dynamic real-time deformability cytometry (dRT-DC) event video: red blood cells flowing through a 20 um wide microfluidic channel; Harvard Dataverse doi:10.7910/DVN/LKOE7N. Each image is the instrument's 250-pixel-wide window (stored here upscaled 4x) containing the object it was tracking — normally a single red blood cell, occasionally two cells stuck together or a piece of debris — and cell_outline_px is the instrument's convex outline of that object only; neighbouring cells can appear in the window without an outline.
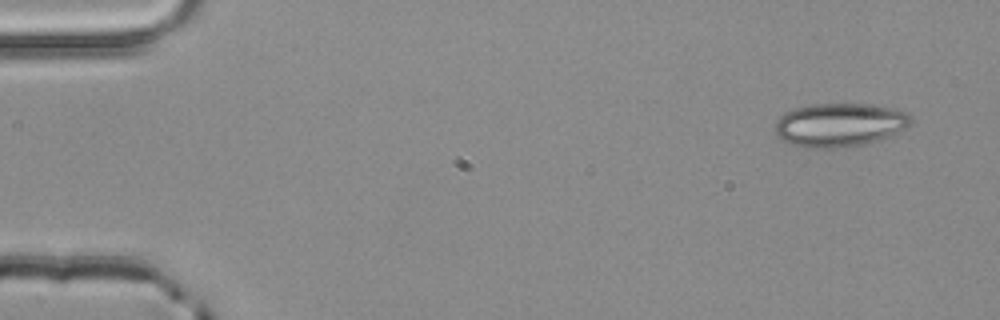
{"species": "common noctule bat (a hibernating species)", "species_latin": "Nyctalus noctula", "temperature_condition": "room temperature", "stored_images_in_passage": 3, "camera_frame_rate_fps": 3000, "um_per_image_px": 0.085, "animal": {"sex": "male", "body_mass_g": 20.4}, "frame": {"image": 1, "passage_image": 1, "time_ms": 0.0, "image_size_px": [1000, 320], "cell_outline_px": [[912, 124], [884, 140], [868, 144], [844, 148], [804, 148], [788, 144], [780, 140], [776, 136], [776, 120], [784, 112], [792, 108], [812, 104], [872, 104], [892, 108], [908, 112], [912, 116]], "centroid_in_image_um": [71.38, 10.63], "position_along_channel_um": 13.6, "area_um2": 35.49}}